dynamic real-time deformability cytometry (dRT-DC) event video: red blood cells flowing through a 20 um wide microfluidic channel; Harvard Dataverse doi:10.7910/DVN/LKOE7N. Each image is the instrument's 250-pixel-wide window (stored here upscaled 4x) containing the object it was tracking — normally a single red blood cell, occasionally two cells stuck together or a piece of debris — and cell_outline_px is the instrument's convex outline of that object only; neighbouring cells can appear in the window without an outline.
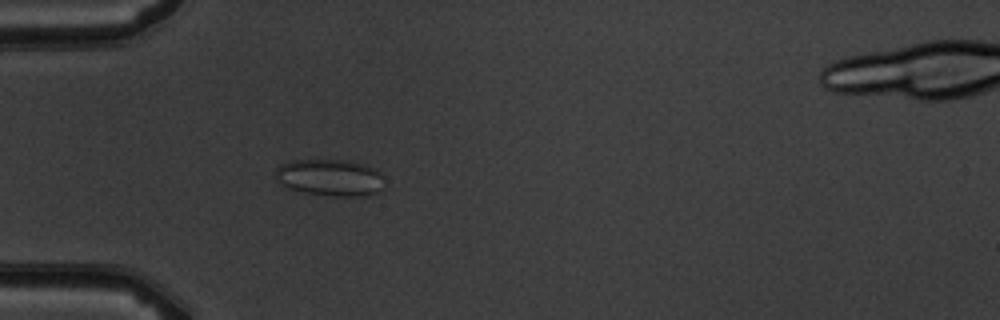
{"species": "common noctule bat (a hibernating species)", "species_latin": "Nyctalus noctula", "temperature_condition": "warm", "stored_images_in_passage": 5, "camera_frame_rate_fps": 3000, "um_per_image_px": 0.085, "animal": {"sex": "male", "body_mass_g": 19.5, "forearm_length_mm": 54.6}, "frame": {"image": 1, "passage_image": 4, "time_ms": 4.333, "image_size_px": [1000, 320], "cell_outline_px": [[380, 188], [376, 192], [360, 196], [332, 196], [304, 192], [288, 188], [280, 184], [276, 176], [276, 168], [280, 164], [292, 160], [352, 160], [376, 168], [380, 176]], "centroid_in_image_um": [27.99, 15.07], "position_along_channel_um": 57.0, "area_um2": 23.12}}